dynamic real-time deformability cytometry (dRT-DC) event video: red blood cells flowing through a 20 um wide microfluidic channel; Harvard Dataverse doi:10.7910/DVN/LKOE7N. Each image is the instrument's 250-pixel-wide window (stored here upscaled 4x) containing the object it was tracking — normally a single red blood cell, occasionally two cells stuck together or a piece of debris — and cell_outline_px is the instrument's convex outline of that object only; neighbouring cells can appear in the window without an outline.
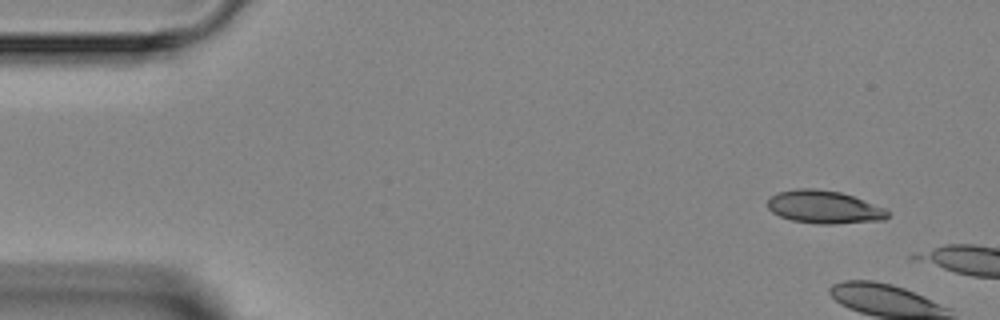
{"species": "Egyptian fruit bat (a non-hibernating species)", "species_latin": "Rousettus aegyptiacus", "temperature_condition": "room temperature", "stored_images_in_passage": 5, "camera_frame_rate_fps": 3000, "um_per_image_px": 0.085, "animal": {"sex": "female"}, "frame": {"image": 1, "passage_image": 1, "time_ms": 0.0, "image_size_px": [1000, 320], "cell_outline_px": [[888, 216], [884, 220], [832, 224], [816, 224], [792, 220], [780, 216], [772, 212], [768, 208], [768, 200], [776, 192], [796, 188], [816, 188], [840, 192], [852, 196], [884, 208], [888, 212]], "centroid_in_image_um": [70.01, 17.59], "position_along_channel_um": 15.0, "area_um2": 22.95}}
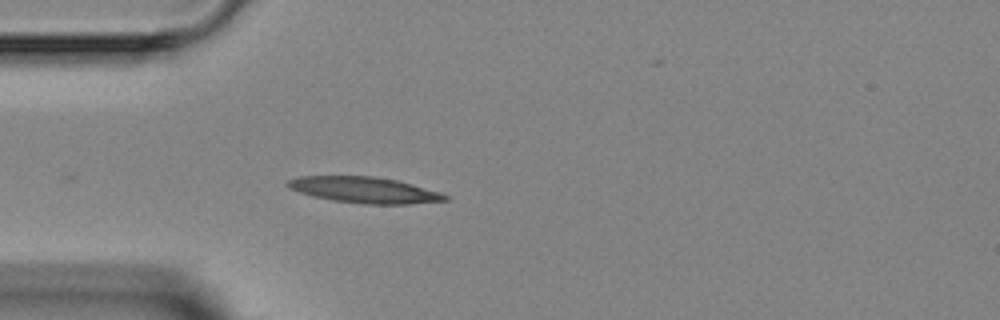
{"frame": {"image": 2, "passage_image": 5, "time_ms": 5.333, "image_size_px": [1000, 320], "cell_outline_px": [[448, 200], [408, 204], [364, 204], [332, 200], [312, 196], [288, 188], [284, 184], [288, 180], [300, 176], [376, 176], [396, 180], [440, 192], [448, 196]], "centroid_in_image_um": [30.94, 16.14], "position_along_channel_um": 54.1, "area_um2": 23.81}}